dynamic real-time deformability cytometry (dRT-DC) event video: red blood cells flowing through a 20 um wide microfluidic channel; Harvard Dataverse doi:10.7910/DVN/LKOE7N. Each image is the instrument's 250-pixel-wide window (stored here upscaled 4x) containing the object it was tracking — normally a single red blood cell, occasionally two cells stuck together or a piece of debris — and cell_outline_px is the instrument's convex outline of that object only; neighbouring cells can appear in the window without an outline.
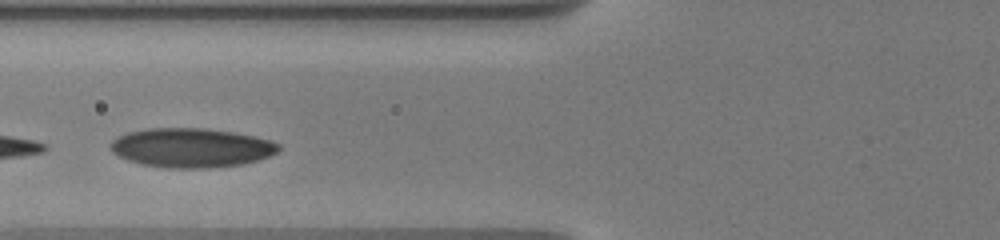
{"species": "human", "species_latin": "Homo sapiens", "temperature_condition": "warm", "stored_images_in_passage": 9, "camera_frame_rate_fps": 3000, "um_per_image_px": 0.085, "donor": {"sex": "male"}, "frame": {"image": 1, "passage_image": 6, "time_ms": 2.333, "image_size_px": [1000, 240], "cell_outline_px": [[280, 148], [276, 152], [268, 156], [244, 164], [208, 168], [164, 168], [140, 164], [128, 160], [112, 152], [112, 140], [128, 132], [148, 128], [204, 128], [232, 132], [252, 136], [268, 140], [280, 144]], "centroid_in_image_um": [16.25, 12.56], "position_along_channel_um": 109.6, "area_um2": 38.21}}
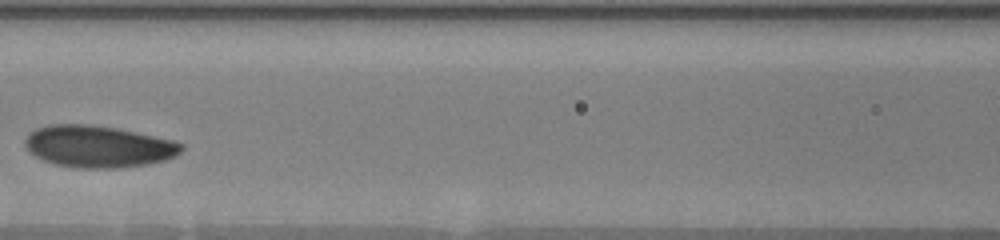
{"frame": {"image": 2, "passage_image": 8, "time_ms": 3.667, "image_size_px": [1000, 240], "cell_outline_px": [[184, 148], [176, 156], [164, 160], [148, 164], [120, 168], [76, 168], [56, 164], [44, 160], [28, 152], [24, 144], [24, 140], [28, 132], [36, 128], [48, 124], [92, 124], [116, 128], [136, 132], [172, 140], [184, 144]], "centroid_in_image_um": [8.32, 12.44], "position_along_channel_um": 158.3, "area_um2": 38.44}}